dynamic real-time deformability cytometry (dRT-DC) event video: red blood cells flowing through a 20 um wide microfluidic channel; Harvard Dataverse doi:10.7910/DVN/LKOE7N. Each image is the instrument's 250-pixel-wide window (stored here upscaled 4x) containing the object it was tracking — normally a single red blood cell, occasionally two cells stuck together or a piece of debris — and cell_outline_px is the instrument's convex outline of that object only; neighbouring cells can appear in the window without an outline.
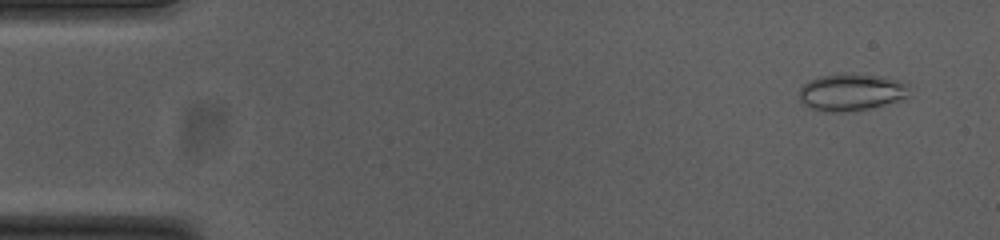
{"species": "common noctule bat (a hibernating species)", "species_latin": "Nyctalus noctula", "temperature_condition": "cold", "stored_images_in_passage": 54, "camera_frame_rate_fps": 3000, "um_per_image_px": 0.085, "animal": {"sex": "female", "body_mass_g": 23.0, "forearm_length_mm": 53.4}, "frame": {"image": 1, "passage_image": 4, "time_ms": 1.0, "image_size_px": [1000, 240], "cell_outline_px": [[908, 96], [900, 100], [868, 108], [840, 112], [832, 112], [812, 108], [804, 104], [800, 100], [800, 88], [808, 80], [820, 76], [880, 76], [896, 80], [908, 84]], "centroid_in_image_um": [72.35, 7.86], "position_along_channel_um": 12.7, "area_um2": 22.72}}
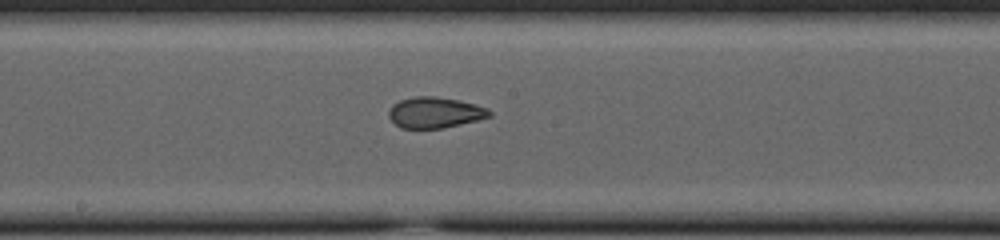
{"frame": {"image": 2, "passage_image": 29, "time_ms": 9.333, "image_size_px": [1000, 240], "cell_outline_px": [[492, 116], [444, 128], [400, 128], [388, 116], [388, 112], [392, 104], [400, 100], [412, 96], [436, 96], [476, 104], [488, 108], [492, 112]], "centroid_in_image_um": [36.96, 9.56], "position_along_channel_um": 211.2, "area_um2": 18.15}}
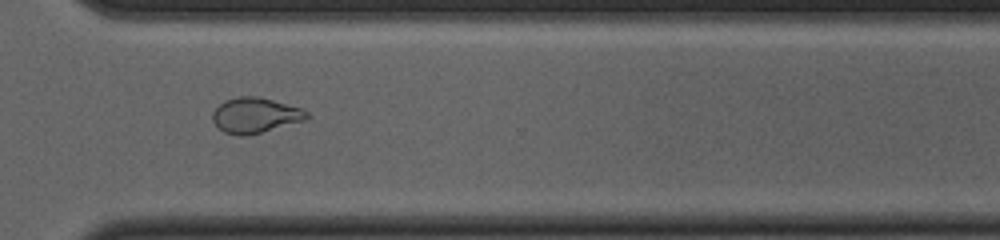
{"frame": {"image": 3, "passage_image": 40, "time_ms": 13.0, "image_size_px": [1000, 240], "cell_outline_px": [[308, 120], [248, 136], [236, 136], [224, 132], [212, 120], [212, 112], [224, 100], [240, 96], [256, 96], [304, 108], [308, 112]], "centroid_in_image_um": [21.73, 9.81], "position_along_channel_um": 348.9, "area_um2": 19.65}, "authors_computed_cell_mechanics": {"area_um2": 20.4323, "velocity_mm_per_s": 3.7526, "shape_relaxation_time_tau1_ms": null, "shape_relaxation_time_tau2_ms": 1.6072, "deformation_change_tau1": null, "deformation_change_tau2": 0.0793}}